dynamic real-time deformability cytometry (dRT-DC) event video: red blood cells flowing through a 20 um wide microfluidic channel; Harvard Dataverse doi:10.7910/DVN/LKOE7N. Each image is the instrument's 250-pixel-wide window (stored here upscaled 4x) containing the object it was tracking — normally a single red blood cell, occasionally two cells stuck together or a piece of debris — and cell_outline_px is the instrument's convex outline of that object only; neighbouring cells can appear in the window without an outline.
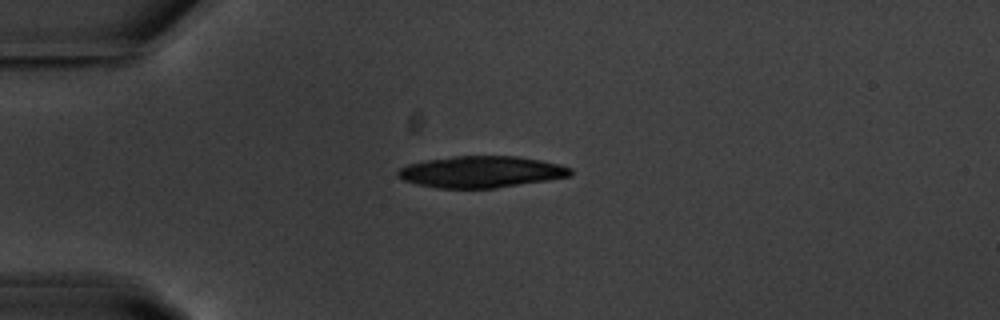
{"species": "common noctule bat (a hibernating species)", "species_latin": "Nyctalus noctula", "temperature_condition": "warm", "stored_images_in_passage": 42, "camera_frame_rate_fps": 3000, "um_per_image_px": 0.085, "animal": {"sex": "male", "body_mass_g": 20.1, "forearm_length_mm": 53.5}, "frame": {"image": 1, "passage_image": 1, "time_ms": 0.0, "image_size_px": [1000, 320], "cell_outline_px": [[572, 172], [568, 176], [548, 180], [496, 188], [440, 188], [416, 184], [404, 180], [396, 176], [396, 172], [400, 168], [408, 164], [428, 160], [456, 156], [516, 156], [540, 160], [560, 164], [572, 168]], "centroid_in_image_um": [40.89, 14.61], "position_along_channel_um": 44.1, "area_um2": 31.56}}